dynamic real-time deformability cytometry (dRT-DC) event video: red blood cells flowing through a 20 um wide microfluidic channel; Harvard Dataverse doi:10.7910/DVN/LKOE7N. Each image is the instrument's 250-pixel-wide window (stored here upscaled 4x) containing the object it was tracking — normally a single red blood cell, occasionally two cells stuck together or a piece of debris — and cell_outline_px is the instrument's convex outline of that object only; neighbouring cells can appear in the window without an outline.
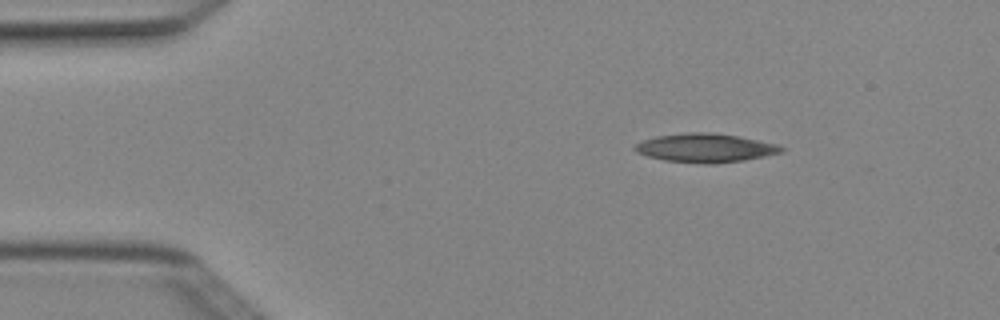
{"species": "Egyptian fruit bat (a non-hibernating species)", "species_latin": "Rousettus aegyptiacus", "temperature_condition": "cold", "stored_images_in_passage": 2, "camera_frame_rate_fps": 3000, "um_per_image_px": 0.085, "animal": {"sex": "female"}, "frame": {"image": 1, "passage_image": 1, "time_ms": 0.0, "image_size_px": [1000, 320], "cell_outline_px": [[784, 152], [744, 160], [712, 164], [704, 164], [664, 160], [648, 156], [636, 152], [632, 148], [636, 144], [644, 140], [656, 136], [688, 132], [712, 132], [736, 136], [776, 144], [784, 148]], "centroid_in_image_um": [59.93, 12.57], "position_along_channel_um": 25.1, "area_um2": 24.39}}